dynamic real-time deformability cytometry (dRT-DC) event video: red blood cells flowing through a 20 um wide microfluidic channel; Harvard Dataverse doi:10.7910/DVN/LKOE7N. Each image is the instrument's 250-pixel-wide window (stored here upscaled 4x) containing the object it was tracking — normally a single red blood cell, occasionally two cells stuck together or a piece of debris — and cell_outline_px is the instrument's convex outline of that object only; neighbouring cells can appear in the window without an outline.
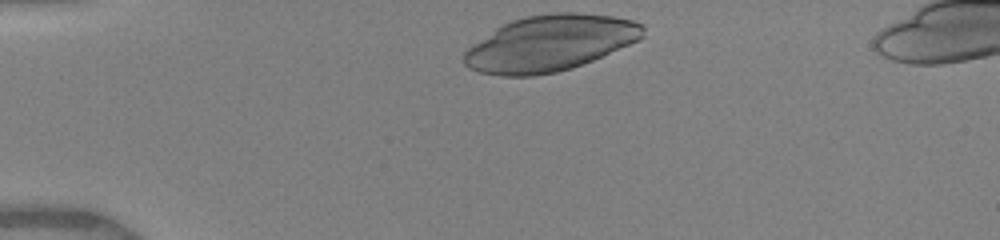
{"species": "human", "species_latin": "Homo sapiens", "temperature_condition": "warm", "stored_images_in_passage": 29, "camera_frame_rate_fps": 3000, "um_per_image_px": 0.085, "donor": {"sex": "female"}, "frame": {"image": 1, "passage_image": 1, "time_ms": 0.0, "image_size_px": [1000, 240], "cell_outline_px": [[644, 36], [640, 40], [592, 60], [572, 68], [556, 72], [532, 76], [500, 76], [480, 72], [468, 68], [464, 64], [464, 52], [472, 44], [496, 28], [512, 20], [524, 16], [556, 12], [572, 12], [612, 16], [632, 20], [644, 24]], "centroid_in_image_um": [46.75, 3.67], "position_along_channel_um": 38.3, "area_um2": 58.32}}